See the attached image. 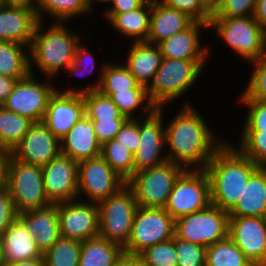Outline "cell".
Wrapping results in <instances>:
<instances>
[{
    "mask_svg": "<svg viewBox=\"0 0 266 266\" xmlns=\"http://www.w3.org/2000/svg\"><path fill=\"white\" fill-rule=\"evenodd\" d=\"M188 100L165 125L168 161L187 170H205L214 153L227 141L209 127ZM208 124V125H207Z\"/></svg>",
    "mask_w": 266,
    "mask_h": 266,
    "instance_id": "1",
    "label": "cell"
},
{
    "mask_svg": "<svg viewBox=\"0 0 266 266\" xmlns=\"http://www.w3.org/2000/svg\"><path fill=\"white\" fill-rule=\"evenodd\" d=\"M226 141L207 163L211 204L229 212L242 196L251 176L260 168Z\"/></svg>",
    "mask_w": 266,
    "mask_h": 266,
    "instance_id": "2",
    "label": "cell"
},
{
    "mask_svg": "<svg viewBox=\"0 0 266 266\" xmlns=\"http://www.w3.org/2000/svg\"><path fill=\"white\" fill-rule=\"evenodd\" d=\"M44 23L38 21L29 46L30 72L39 69L44 78L54 79L73 62L82 35L68 29L67 22L53 21L48 28Z\"/></svg>",
    "mask_w": 266,
    "mask_h": 266,
    "instance_id": "3",
    "label": "cell"
},
{
    "mask_svg": "<svg viewBox=\"0 0 266 266\" xmlns=\"http://www.w3.org/2000/svg\"><path fill=\"white\" fill-rule=\"evenodd\" d=\"M207 60H183L163 58L154 81L147 88L148 96L156 107L170 105L172 101L188 93L203 75Z\"/></svg>",
    "mask_w": 266,
    "mask_h": 266,
    "instance_id": "4",
    "label": "cell"
},
{
    "mask_svg": "<svg viewBox=\"0 0 266 266\" xmlns=\"http://www.w3.org/2000/svg\"><path fill=\"white\" fill-rule=\"evenodd\" d=\"M6 189L17 213L50 205L43 181L42 167L15 159L7 154Z\"/></svg>",
    "mask_w": 266,
    "mask_h": 266,
    "instance_id": "5",
    "label": "cell"
},
{
    "mask_svg": "<svg viewBox=\"0 0 266 266\" xmlns=\"http://www.w3.org/2000/svg\"><path fill=\"white\" fill-rule=\"evenodd\" d=\"M209 29L247 63L266 53V34L253 16L210 19Z\"/></svg>",
    "mask_w": 266,
    "mask_h": 266,
    "instance_id": "6",
    "label": "cell"
},
{
    "mask_svg": "<svg viewBox=\"0 0 266 266\" xmlns=\"http://www.w3.org/2000/svg\"><path fill=\"white\" fill-rule=\"evenodd\" d=\"M185 169L170 161L136 172L126 185L138 207L163 208L180 174Z\"/></svg>",
    "mask_w": 266,
    "mask_h": 266,
    "instance_id": "7",
    "label": "cell"
},
{
    "mask_svg": "<svg viewBox=\"0 0 266 266\" xmlns=\"http://www.w3.org/2000/svg\"><path fill=\"white\" fill-rule=\"evenodd\" d=\"M97 205L99 236L124 248L129 241L138 208L133 191L125 185L116 194Z\"/></svg>",
    "mask_w": 266,
    "mask_h": 266,
    "instance_id": "8",
    "label": "cell"
},
{
    "mask_svg": "<svg viewBox=\"0 0 266 266\" xmlns=\"http://www.w3.org/2000/svg\"><path fill=\"white\" fill-rule=\"evenodd\" d=\"M229 214L220 207L208 208L175 220L174 236L208 247L228 237Z\"/></svg>",
    "mask_w": 266,
    "mask_h": 266,
    "instance_id": "9",
    "label": "cell"
},
{
    "mask_svg": "<svg viewBox=\"0 0 266 266\" xmlns=\"http://www.w3.org/2000/svg\"><path fill=\"white\" fill-rule=\"evenodd\" d=\"M211 205L210 181L205 170L185 169L169 194L164 209L174 220Z\"/></svg>",
    "mask_w": 266,
    "mask_h": 266,
    "instance_id": "10",
    "label": "cell"
},
{
    "mask_svg": "<svg viewBox=\"0 0 266 266\" xmlns=\"http://www.w3.org/2000/svg\"><path fill=\"white\" fill-rule=\"evenodd\" d=\"M175 220L163 208L138 207L127 245L128 255H139L146 248L174 238Z\"/></svg>",
    "mask_w": 266,
    "mask_h": 266,
    "instance_id": "11",
    "label": "cell"
},
{
    "mask_svg": "<svg viewBox=\"0 0 266 266\" xmlns=\"http://www.w3.org/2000/svg\"><path fill=\"white\" fill-rule=\"evenodd\" d=\"M126 185L113 168L100 155L78 162L77 199L99 204L116 194Z\"/></svg>",
    "mask_w": 266,
    "mask_h": 266,
    "instance_id": "12",
    "label": "cell"
},
{
    "mask_svg": "<svg viewBox=\"0 0 266 266\" xmlns=\"http://www.w3.org/2000/svg\"><path fill=\"white\" fill-rule=\"evenodd\" d=\"M45 79L40 81L38 76L30 74L17 81L2 106L13 113L28 117L33 122H42L48 101L57 90V87L53 86L55 79Z\"/></svg>",
    "mask_w": 266,
    "mask_h": 266,
    "instance_id": "13",
    "label": "cell"
},
{
    "mask_svg": "<svg viewBox=\"0 0 266 266\" xmlns=\"http://www.w3.org/2000/svg\"><path fill=\"white\" fill-rule=\"evenodd\" d=\"M164 109L167 108H156L149 116L139 118L140 141L138 149L133 153L134 174L168 161V155L164 153L167 152Z\"/></svg>",
    "mask_w": 266,
    "mask_h": 266,
    "instance_id": "14",
    "label": "cell"
},
{
    "mask_svg": "<svg viewBox=\"0 0 266 266\" xmlns=\"http://www.w3.org/2000/svg\"><path fill=\"white\" fill-rule=\"evenodd\" d=\"M56 206L61 237L84 242L99 236L97 204L76 199Z\"/></svg>",
    "mask_w": 266,
    "mask_h": 266,
    "instance_id": "15",
    "label": "cell"
},
{
    "mask_svg": "<svg viewBox=\"0 0 266 266\" xmlns=\"http://www.w3.org/2000/svg\"><path fill=\"white\" fill-rule=\"evenodd\" d=\"M228 236L254 266H266V217H229Z\"/></svg>",
    "mask_w": 266,
    "mask_h": 266,
    "instance_id": "16",
    "label": "cell"
},
{
    "mask_svg": "<svg viewBox=\"0 0 266 266\" xmlns=\"http://www.w3.org/2000/svg\"><path fill=\"white\" fill-rule=\"evenodd\" d=\"M44 189L51 204L77 199L78 162L60 154L42 167Z\"/></svg>",
    "mask_w": 266,
    "mask_h": 266,
    "instance_id": "17",
    "label": "cell"
},
{
    "mask_svg": "<svg viewBox=\"0 0 266 266\" xmlns=\"http://www.w3.org/2000/svg\"><path fill=\"white\" fill-rule=\"evenodd\" d=\"M10 154L17 160L44 167L61 154L60 139L43 122H34Z\"/></svg>",
    "mask_w": 266,
    "mask_h": 266,
    "instance_id": "18",
    "label": "cell"
},
{
    "mask_svg": "<svg viewBox=\"0 0 266 266\" xmlns=\"http://www.w3.org/2000/svg\"><path fill=\"white\" fill-rule=\"evenodd\" d=\"M85 116L83 94L62 93L58 90L50 97L43 123L59 139Z\"/></svg>",
    "mask_w": 266,
    "mask_h": 266,
    "instance_id": "19",
    "label": "cell"
},
{
    "mask_svg": "<svg viewBox=\"0 0 266 266\" xmlns=\"http://www.w3.org/2000/svg\"><path fill=\"white\" fill-rule=\"evenodd\" d=\"M209 29V24L194 22L183 32L158 44L163 58L183 60H209L211 56V45L201 42L202 30ZM201 39V40H200Z\"/></svg>",
    "mask_w": 266,
    "mask_h": 266,
    "instance_id": "20",
    "label": "cell"
},
{
    "mask_svg": "<svg viewBox=\"0 0 266 266\" xmlns=\"http://www.w3.org/2000/svg\"><path fill=\"white\" fill-rule=\"evenodd\" d=\"M17 218L32 233L42 254L61 237L56 204L18 213Z\"/></svg>",
    "mask_w": 266,
    "mask_h": 266,
    "instance_id": "21",
    "label": "cell"
},
{
    "mask_svg": "<svg viewBox=\"0 0 266 266\" xmlns=\"http://www.w3.org/2000/svg\"><path fill=\"white\" fill-rule=\"evenodd\" d=\"M61 154L76 162L101 155L102 145L98 141L92 121L85 115L60 139Z\"/></svg>",
    "mask_w": 266,
    "mask_h": 266,
    "instance_id": "22",
    "label": "cell"
},
{
    "mask_svg": "<svg viewBox=\"0 0 266 266\" xmlns=\"http://www.w3.org/2000/svg\"><path fill=\"white\" fill-rule=\"evenodd\" d=\"M38 17L33 10L0 7V41L30 46Z\"/></svg>",
    "mask_w": 266,
    "mask_h": 266,
    "instance_id": "23",
    "label": "cell"
},
{
    "mask_svg": "<svg viewBox=\"0 0 266 266\" xmlns=\"http://www.w3.org/2000/svg\"><path fill=\"white\" fill-rule=\"evenodd\" d=\"M195 21L176 8L168 7L158 0H151L150 31L147 43L158 45L160 42L183 32Z\"/></svg>",
    "mask_w": 266,
    "mask_h": 266,
    "instance_id": "24",
    "label": "cell"
},
{
    "mask_svg": "<svg viewBox=\"0 0 266 266\" xmlns=\"http://www.w3.org/2000/svg\"><path fill=\"white\" fill-rule=\"evenodd\" d=\"M98 74V79L90 82L84 87H64V90L57 88L62 93H78L84 94L87 92L99 90L101 93H116L123 92L129 89L136 88L140 83L129 72L127 67L123 63L112 64L111 62H105L102 64ZM92 83V84H91Z\"/></svg>",
    "mask_w": 266,
    "mask_h": 266,
    "instance_id": "25",
    "label": "cell"
},
{
    "mask_svg": "<svg viewBox=\"0 0 266 266\" xmlns=\"http://www.w3.org/2000/svg\"><path fill=\"white\" fill-rule=\"evenodd\" d=\"M128 49L122 63L140 84L148 88L163 59L159 46L147 42H132Z\"/></svg>",
    "mask_w": 266,
    "mask_h": 266,
    "instance_id": "26",
    "label": "cell"
},
{
    "mask_svg": "<svg viewBox=\"0 0 266 266\" xmlns=\"http://www.w3.org/2000/svg\"><path fill=\"white\" fill-rule=\"evenodd\" d=\"M229 217H266V167H260L249 179Z\"/></svg>",
    "mask_w": 266,
    "mask_h": 266,
    "instance_id": "27",
    "label": "cell"
},
{
    "mask_svg": "<svg viewBox=\"0 0 266 266\" xmlns=\"http://www.w3.org/2000/svg\"><path fill=\"white\" fill-rule=\"evenodd\" d=\"M151 0L136 10L120 14H104L115 32L132 42H146L150 31ZM117 30V31H116Z\"/></svg>",
    "mask_w": 266,
    "mask_h": 266,
    "instance_id": "28",
    "label": "cell"
},
{
    "mask_svg": "<svg viewBox=\"0 0 266 266\" xmlns=\"http://www.w3.org/2000/svg\"><path fill=\"white\" fill-rule=\"evenodd\" d=\"M1 237L6 264L42 257L32 233L26 230L25 225L18 218L6 229Z\"/></svg>",
    "mask_w": 266,
    "mask_h": 266,
    "instance_id": "29",
    "label": "cell"
},
{
    "mask_svg": "<svg viewBox=\"0 0 266 266\" xmlns=\"http://www.w3.org/2000/svg\"><path fill=\"white\" fill-rule=\"evenodd\" d=\"M124 249L100 236L81 242L79 266H116Z\"/></svg>",
    "mask_w": 266,
    "mask_h": 266,
    "instance_id": "30",
    "label": "cell"
},
{
    "mask_svg": "<svg viewBox=\"0 0 266 266\" xmlns=\"http://www.w3.org/2000/svg\"><path fill=\"white\" fill-rule=\"evenodd\" d=\"M0 74L22 80L30 72L29 47L13 42L0 43Z\"/></svg>",
    "mask_w": 266,
    "mask_h": 266,
    "instance_id": "31",
    "label": "cell"
},
{
    "mask_svg": "<svg viewBox=\"0 0 266 266\" xmlns=\"http://www.w3.org/2000/svg\"><path fill=\"white\" fill-rule=\"evenodd\" d=\"M102 94L109 96L118 107L119 111L127 118H138L134 115H139V110H141L139 118H144L149 116L156 109L149 99L147 87L142 84L123 92Z\"/></svg>",
    "mask_w": 266,
    "mask_h": 266,
    "instance_id": "32",
    "label": "cell"
},
{
    "mask_svg": "<svg viewBox=\"0 0 266 266\" xmlns=\"http://www.w3.org/2000/svg\"><path fill=\"white\" fill-rule=\"evenodd\" d=\"M46 14L48 18H53L54 22H69L75 17L88 16L92 13L86 0H37L38 20L44 21Z\"/></svg>",
    "mask_w": 266,
    "mask_h": 266,
    "instance_id": "33",
    "label": "cell"
},
{
    "mask_svg": "<svg viewBox=\"0 0 266 266\" xmlns=\"http://www.w3.org/2000/svg\"><path fill=\"white\" fill-rule=\"evenodd\" d=\"M34 122L0 106V153H11Z\"/></svg>",
    "mask_w": 266,
    "mask_h": 266,
    "instance_id": "34",
    "label": "cell"
},
{
    "mask_svg": "<svg viewBox=\"0 0 266 266\" xmlns=\"http://www.w3.org/2000/svg\"><path fill=\"white\" fill-rule=\"evenodd\" d=\"M206 266H254L229 236L206 248Z\"/></svg>",
    "mask_w": 266,
    "mask_h": 266,
    "instance_id": "35",
    "label": "cell"
},
{
    "mask_svg": "<svg viewBox=\"0 0 266 266\" xmlns=\"http://www.w3.org/2000/svg\"><path fill=\"white\" fill-rule=\"evenodd\" d=\"M101 156L126 182L134 175L133 152L113 138L102 145Z\"/></svg>",
    "mask_w": 266,
    "mask_h": 266,
    "instance_id": "36",
    "label": "cell"
},
{
    "mask_svg": "<svg viewBox=\"0 0 266 266\" xmlns=\"http://www.w3.org/2000/svg\"><path fill=\"white\" fill-rule=\"evenodd\" d=\"M81 242L60 237L42 256L45 266H79Z\"/></svg>",
    "mask_w": 266,
    "mask_h": 266,
    "instance_id": "37",
    "label": "cell"
},
{
    "mask_svg": "<svg viewBox=\"0 0 266 266\" xmlns=\"http://www.w3.org/2000/svg\"><path fill=\"white\" fill-rule=\"evenodd\" d=\"M83 99L85 115L90 120L128 119L119 111L112 99L99 90L84 93Z\"/></svg>",
    "mask_w": 266,
    "mask_h": 266,
    "instance_id": "38",
    "label": "cell"
},
{
    "mask_svg": "<svg viewBox=\"0 0 266 266\" xmlns=\"http://www.w3.org/2000/svg\"><path fill=\"white\" fill-rule=\"evenodd\" d=\"M240 135V144L234 146L260 167H266V131L242 130Z\"/></svg>",
    "mask_w": 266,
    "mask_h": 266,
    "instance_id": "39",
    "label": "cell"
},
{
    "mask_svg": "<svg viewBox=\"0 0 266 266\" xmlns=\"http://www.w3.org/2000/svg\"><path fill=\"white\" fill-rule=\"evenodd\" d=\"M138 256L146 266H177L175 236L171 240L146 248Z\"/></svg>",
    "mask_w": 266,
    "mask_h": 266,
    "instance_id": "40",
    "label": "cell"
},
{
    "mask_svg": "<svg viewBox=\"0 0 266 266\" xmlns=\"http://www.w3.org/2000/svg\"><path fill=\"white\" fill-rule=\"evenodd\" d=\"M249 64L253 67L250 80L237 99L266 100V53Z\"/></svg>",
    "mask_w": 266,
    "mask_h": 266,
    "instance_id": "41",
    "label": "cell"
},
{
    "mask_svg": "<svg viewBox=\"0 0 266 266\" xmlns=\"http://www.w3.org/2000/svg\"><path fill=\"white\" fill-rule=\"evenodd\" d=\"M257 0H222L213 10L211 19L253 16Z\"/></svg>",
    "mask_w": 266,
    "mask_h": 266,
    "instance_id": "42",
    "label": "cell"
},
{
    "mask_svg": "<svg viewBox=\"0 0 266 266\" xmlns=\"http://www.w3.org/2000/svg\"><path fill=\"white\" fill-rule=\"evenodd\" d=\"M160 3L176 8L187 14L195 22L209 24L212 17V9L208 6L206 0H158Z\"/></svg>",
    "mask_w": 266,
    "mask_h": 266,
    "instance_id": "43",
    "label": "cell"
},
{
    "mask_svg": "<svg viewBox=\"0 0 266 266\" xmlns=\"http://www.w3.org/2000/svg\"><path fill=\"white\" fill-rule=\"evenodd\" d=\"M177 266H206V247L175 237Z\"/></svg>",
    "mask_w": 266,
    "mask_h": 266,
    "instance_id": "44",
    "label": "cell"
},
{
    "mask_svg": "<svg viewBox=\"0 0 266 266\" xmlns=\"http://www.w3.org/2000/svg\"><path fill=\"white\" fill-rule=\"evenodd\" d=\"M248 110L242 130L266 131V100L238 99Z\"/></svg>",
    "mask_w": 266,
    "mask_h": 266,
    "instance_id": "45",
    "label": "cell"
},
{
    "mask_svg": "<svg viewBox=\"0 0 266 266\" xmlns=\"http://www.w3.org/2000/svg\"><path fill=\"white\" fill-rule=\"evenodd\" d=\"M89 46L83 45L82 41L77 45L73 62L67 68L65 72L69 75H74L77 77H87L93 74L96 71V61L95 54L91 53ZM82 79V78H81Z\"/></svg>",
    "mask_w": 266,
    "mask_h": 266,
    "instance_id": "46",
    "label": "cell"
},
{
    "mask_svg": "<svg viewBox=\"0 0 266 266\" xmlns=\"http://www.w3.org/2000/svg\"><path fill=\"white\" fill-rule=\"evenodd\" d=\"M115 139L134 153L138 149L140 141L139 118H128L116 134Z\"/></svg>",
    "mask_w": 266,
    "mask_h": 266,
    "instance_id": "47",
    "label": "cell"
},
{
    "mask_svg": "<svg viewBox=\"0 0 266 266\" xmlns=\"http://www.w3.org/2000/svg\"><path fill=\"white\" fill-rule=\"evenodd\" d=\"M127 119L91 120L96 137L101 145L112 140Z\"/></svg>",
    "mask_w": 266,
    "mask_h": 266,
    "instance_id": "48",
    "label": "cell"
},
{
    "mask_svg": "<svg viewBox=\"0 0 266 266\" xmlns=\"http://www.w3.org/2000/svg\"><path fill=\"white\" fill-rule=\"evenodd\" d=\"M17 216L11 194L4 189L0 192V236L16 220Z\"/></svg>",
    "mask_w": 266,
    "mask_h": 266,
    "instance_id": "49",
    "label": "cell"
},
{
    "mask_svg": "<svg viewBox=\"0 0 266 266\" xmlns=\"http://www.w3.org/2000/svg\"><path fill=\"white\" fill-rule=\"evenodd\" d=\"M147 0H112L111 7H106L103 14L127 13L141 7ZM108 8V9H107Z\"/></svg>",
    "mask_w": 266,
    "mask_h": 266,
    "instance_id": "50",
    "label": "cell"
},
{
    "mask_svg": "<svg viewBox=\"0 0 266 266\" xmlns=\"http://www.w3.org/2000/svg\"><path fill=\"white\" fill-rule=\"evenodd\" d=\"M17 81V79L0 74V106L4 104L9 95L12 93L13 87Z\"/></svg>",
    "mask_w": 266,
    "mask_h": 266,
    "instance_id": "51",
    "label": "cell"
},
{
    "mask_svg": "<svg viewBox=\"0 0 266 266\" xmlns=\"http://www.w3.org/2000/svg\"><path fill=\"white\" fill-rule=\"evenodd\" d=\"M253 17L266 34V0H257Z\"/></svg>",
    "mask_w": 266,
    "mask_h": 266,
    "instance_id": "52",
    "label": "cell"
},
{
    "mask_svg": "<svg viewBox=\"0 0 266 266\" xmlns=\"http://www.w3.org/2000/svg\"><path fill=\"white\" fill-rule=\"evenodd\" d=\"M5 6L25 8L36 13L37 0H5Z\"/></svg>",
    "mask_w": 266,
    "mask_h": 266,
    "instance_id": "53",
    "label": "cell"
},
{
    "mask_svg": "<svg viewBox=\"0 0 266 266\" xmlns=\"http://www.w3.org/2000/svg\"><path fill=\"white\" fill-rule=\"evenodd\" d=\"M116 266H146L138 255L124 254Z\"/></svg>",
    "mask_w": 266,
    "mask_h": 266,
    "instance_id": "54",
    "label": "cell"
},
{
    "mask_svg": "<svg viewBox=\"0 0 266 266\" xmlns=\"http://www.w3.org/2000/svg\"><path fill=\"white\" fill-rule=\"evenodd\" d=\"M7 154L0 153V192L6 189Z\"/></svg>",
    "mask_w": 266,
    "mask_h": 266,
    "instance_id": "55",
    "label": "cell"
},
{
    "mask_svg": "<svg viewBox=\"0 0 266 266\" xmlns=\"http://www.w3.org/2000/svg\"><path fill=\"white\" fill-rule=\"evenodd\" d=\"M6 266H45L43 256L31 260H21L6 264Z\"/></svg>",
    "mask_w": 266,
    "mask_h": 266,
    "instance_id": "56",
    "label": "cell"
},
{
    "mask_svg": "<svg viewBox=\"0 0 266 266\" xmlns=\"http://www.w3.org/2000/svg\"><path fill=\"white\" fill-rule=\"evenodd\" d=\"M87 1V5L90 9V12L93 14V10H95L94 6H95V3H100V4H105L109 7L110 3L112 2V0H86Z\"/></svg>",
    "mask_w": 266,
    "mask_h": 266,
    "instance_id": "57",
    "label": "cell"
},
{
    "mask_svg": "<svg viewBox=\"0 0 266 266\" xmlns=\"http://www.w3.org/2000/svg\"><path fill=\"white\" fill-rule=\"evenodd\" d=\"M0 266H6L5 257H4V249H3V241L0 236Z\"/></svg>",
    "mask_w": 266,
    "mask_h": 266,
    "instance_id": "58",
    "label": "cell"
},
{
    "mask_svg": "<svg viewBox=\"0 0 266 266\" xmlns=\"http://www.w3.org/2000/svg\"><path fill=\"white\" fill-rule=\"evenodd\" d=\"M222 0H211V9L213 10Z\"/></svg>",
    "mask_w": 266,
    "mask_h": 266,
    "instance_id": "59",
    "label": "cell"
},
{
    "mask_svg": "<svg viewBox=\"0 0 266 266\" xmlns=\"http://www.w3.org/2000/svg\"><path fill=\"white\" fill-rule=\"evenodd\" d=\"M5 6V0H0V7Z\"/></svg>",
    "mask_w": 266,
    "mask_h": 266,
    "instance_id": "60",
    "label": "cell"
},
{
    "mask_svg": "<svg viewBox=\"0 0 266 266\" xmlns=\"http://www.w3.org/2000/svg\"><path fill=\"white\" fill-rule=\"evenodd\" d=\"M206 1H207L208 6L211 8V0H206Z\"/></svg>",
    "mask_w": 266,
    "mask_h": 266,
    "instance_id": "61",
    "label": "cell"
}]
</instances>
